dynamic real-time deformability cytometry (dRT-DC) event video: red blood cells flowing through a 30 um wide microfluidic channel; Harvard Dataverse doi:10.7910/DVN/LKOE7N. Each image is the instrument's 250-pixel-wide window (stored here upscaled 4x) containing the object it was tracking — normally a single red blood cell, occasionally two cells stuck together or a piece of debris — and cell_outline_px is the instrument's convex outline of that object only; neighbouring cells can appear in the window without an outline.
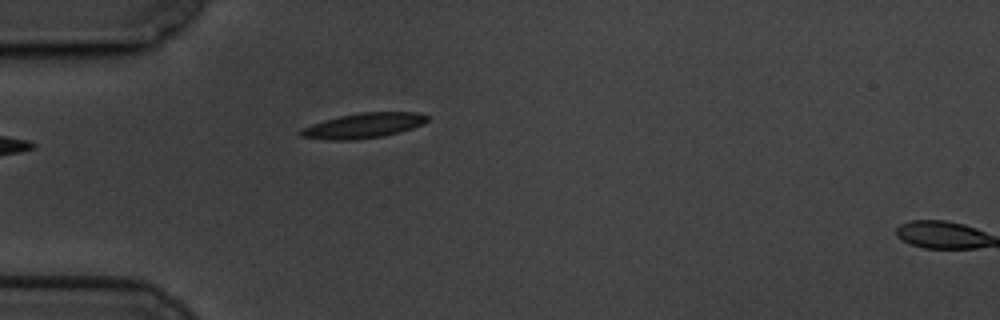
{"species": "common noctule bat (a hibernating species)", "species_latin": "Nyctalus noctula", "temperature_condition": "cold", "stored_images_in_passage": 2, "camera_frame_rate_fps": 3000, "um_per_image_px": 0.085, "animal": {"sex": "male", "body_mass_g": 19.5, "forearm_length_mm": 54.6}, "frame": {"image": 1, "passage_image": 1, "time_ms": 0.0, "image_size_px": [1000, 320], "cell_outline_px": [[428, 120], [412, 128], [400, 132], [384, 136], [356, 140], [332, 140], [300, 136], [296, 132], [300, 128], [324, 120], [340, 116], [360, 112], [416, 112], [428, 116]], "centroid_in_image_um": [30.85, 10.68], "position_along_channel_um": 54.2, "area_um2": 18.5}}